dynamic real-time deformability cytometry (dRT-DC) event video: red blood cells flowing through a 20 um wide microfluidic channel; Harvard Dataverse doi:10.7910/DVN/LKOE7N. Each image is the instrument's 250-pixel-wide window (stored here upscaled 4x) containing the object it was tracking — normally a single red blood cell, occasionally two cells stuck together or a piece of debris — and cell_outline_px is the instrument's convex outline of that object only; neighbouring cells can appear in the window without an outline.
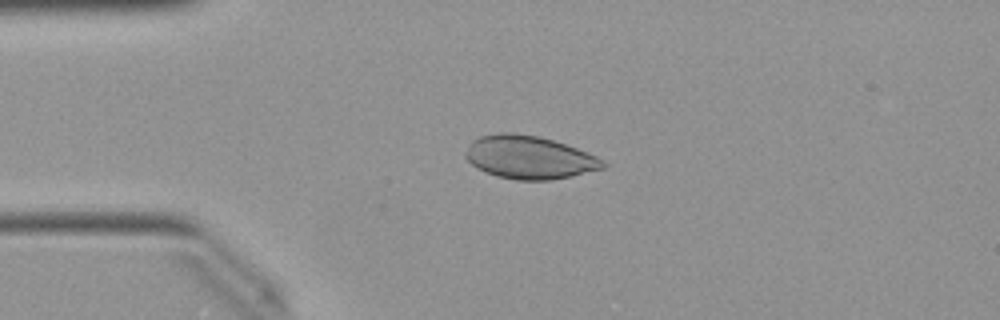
{"species": "Egyptian fruit bat (a non-hibernating species)", "species_latin": "Rousettus aegyptiacus", "temperature_condition": "warm", "stored_images_in_passage": 49, "camera_frame_rate_fps": 3000, "um_per_image_px": 0.085, "animal": {"sex": "female"}, "frame": {"image": 1, "passage_image": 11, "time_ms": 3.333, "image_size_px": [1000, 320], "cell_outline_px": [[608, 164], [604, 168], [568, 176], [548, 180], [516, 180], [496, 176], [484, 172], [476, 168], [464, 156], [464, 152], [468, 144], [472, 140], [480, 136], [496, 132], [516, 132], [540, 136], [588, 152], [604, 160]], "centroid_in_image_um": [44.93, 13.36], "position_along_channel_um": 40.1, "area_um2": 34.74}}
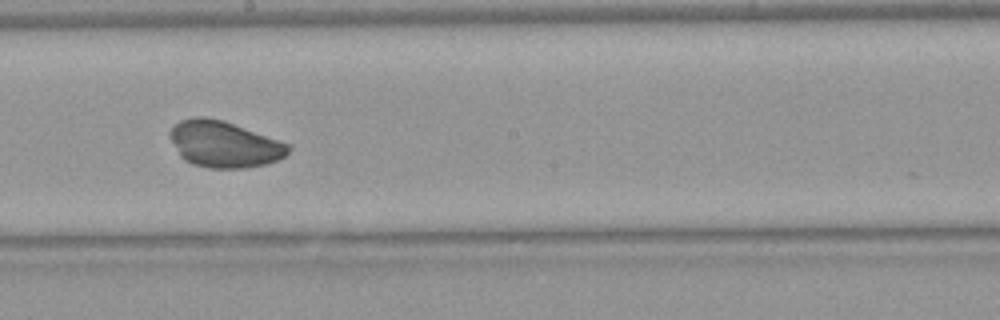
{"frame": {"image": 2, "passage_image": 27, "time_ms": 8.667, "image_size_px": [1000, 320], "cell_outline_px": [[292, 148], [284, 156], [276, 160], [264, 164], [248, 168], [208, 168], [192, 164], [184, 160], [180, 156], [168, 132], [180, 120], [196, 116], [200, 116], [220, 120], [292, 144]], "centroid_in_image_um": [19.06, 12.27], "position_along_channel_um": 229.1, "area_um2": 31.67}}
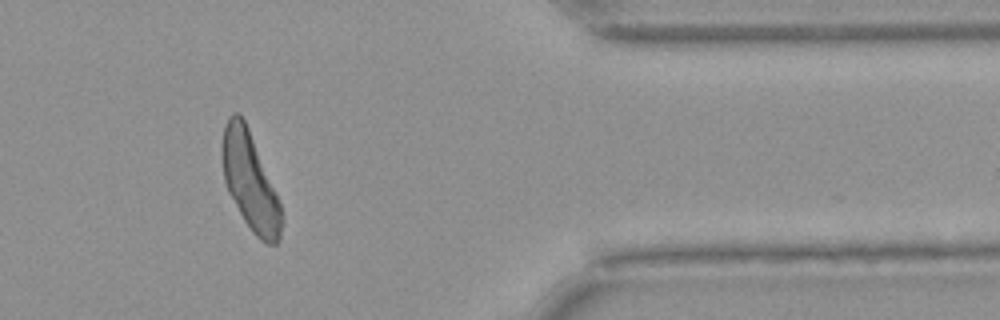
{"frame": {"image": 3, "passage_image": 41, "time_ms": 13.333, "image_size_px": [1000, 320], "cell_outline_px": [[280, 240], [276, 244], [264, 244], [252, 232], [244, 220], [228, 192], [224, 180], [220, 152], [220, 144], [224, 124], [228, 116], [232, 112], [236, 112], [244, 120], [248, 128], [280, 204]], "centroid_in_image_um": [21.18, 15.38], "position_along_channel_um": 390.2, "area_um2": 33.29}}